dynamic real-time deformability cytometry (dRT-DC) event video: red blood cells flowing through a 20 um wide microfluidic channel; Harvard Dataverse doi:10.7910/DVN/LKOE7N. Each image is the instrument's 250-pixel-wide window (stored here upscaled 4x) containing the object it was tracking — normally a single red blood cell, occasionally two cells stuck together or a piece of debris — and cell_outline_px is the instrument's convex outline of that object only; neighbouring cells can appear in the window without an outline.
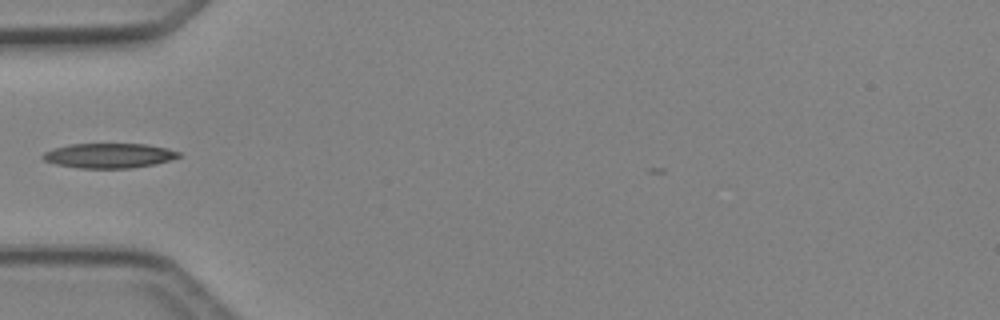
{"species": "Egyptian fruit bat (a non-hibernating species)", "species_latin": "Rousettus aegyptiacus", "temperature_condition": "cold", "stored_images_in_passage": 8, "camera_frame_rate_fps": 3000, "um_per_image_px": 0.085, "animal": {"sex": "female"}, "frame": {"image": 1, "passage_image": 1, "time_ms": 0.0, "image_size_px": [1000, 320], "cell_outline_px": [[180, 156], [168, 160], [152, 164], [128, 168], [80, 168], [56, 164], [44, 160], [40, 156], [44, 152], [52, 148], [72, 144], [144, 144], [164, 148], [180, 152]], "centroid_in_image_um": [9.19, 13.22], "position_along_channel_um": 75.8, "area_um2": 19.31}}
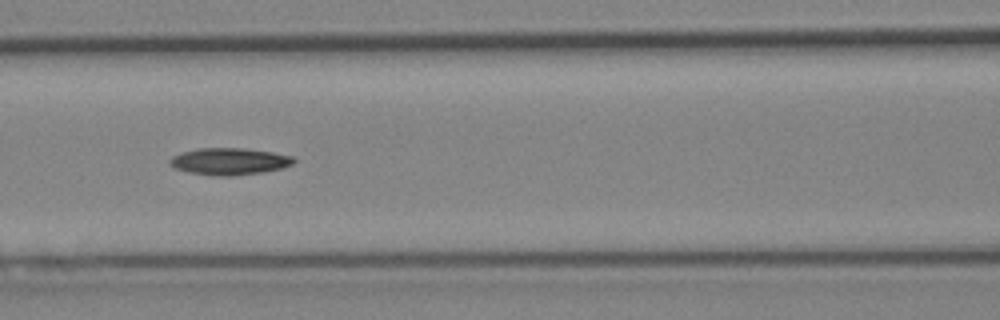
{"frame": {"image": 2, "passage_image": 6, "time_ms": 1.667, "image_size_px": [1000, 320], "cell_outline_px": [[296, 160], [292, 164], [280, 168], [260, 172], [232, 176], [216, 176], [188, 172], [176, 168], [168, 164], [168, 160], [172, 156], [180, 152], [200, 148], [244, 148], [272, 152], [292, 156]], "centroid_in_image_um": [19.45, 13.71], "position_along_channel_um": 147.2, "area_um2": 19.36}}